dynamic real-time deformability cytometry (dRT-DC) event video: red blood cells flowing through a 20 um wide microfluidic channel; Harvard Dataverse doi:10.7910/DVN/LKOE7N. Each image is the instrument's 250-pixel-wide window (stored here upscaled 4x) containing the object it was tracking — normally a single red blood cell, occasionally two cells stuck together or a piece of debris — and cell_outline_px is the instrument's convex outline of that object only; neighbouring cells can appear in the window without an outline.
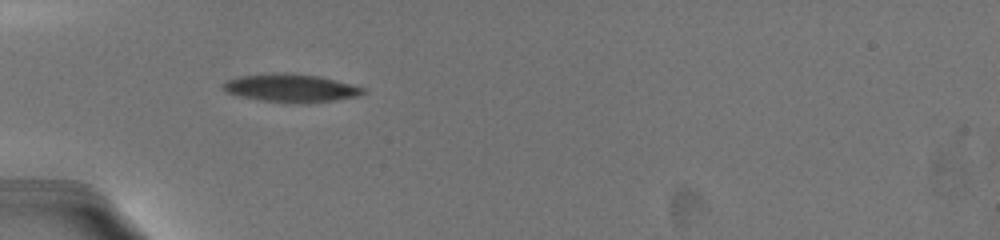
{"species": "common noctule bat (a hibernating species)", "species_latin": "Nyctalus noctula", "temperature_condition": "warm", "stored_images_in_passage": 29, "camera_frame_rate_fps": 3000, "um_per_image_px": 0.085, "animal": {"sex": "female", "body_mass_g": 19.5, "forearm_length_mm": 54.1}, "frame": {"image": 1, "passage_image": 1, "time_ms": 0.0, "image_size_px": [1000, 240], "cell_outline_px": [[368, 92], [360, 96], [304, 104], [300, 104], [260, 100], [228, 92], [220, 88], [224, 80], [236, 76], [280, 72], [288, 72], [320, 76], [352, 84], [364, 88]], "centroid_in_image_um": [24.73, 7.47], "position_along_channel_um": 60.3, "area_um2": 23.24}}
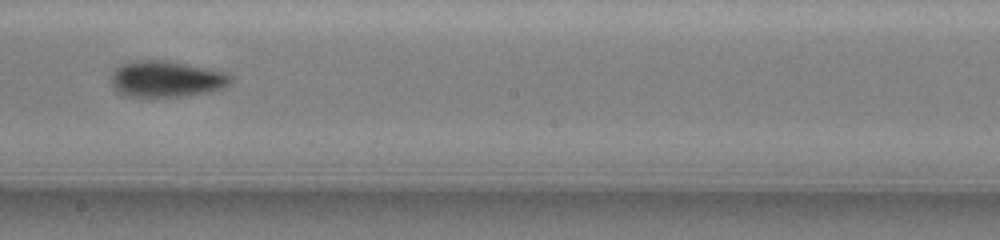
{"frame": {"image": 2, "passage_image": 13, "time_ms": 5.0, "image_size_px": [1000, 240], "cell_outline_px": [[232, 84], [224, 88], [212, 92], [188, 96], [152, 100], [128, 96], [120, 92], [108, 80], [108, 76], [120, 64], [128, 60], [164, 60], [224, 72], [232, 76]], "centroid_in_image_um": [14.1, 6.76], "position_along_channel_um": 234.1, "area_um2": 26.3}}
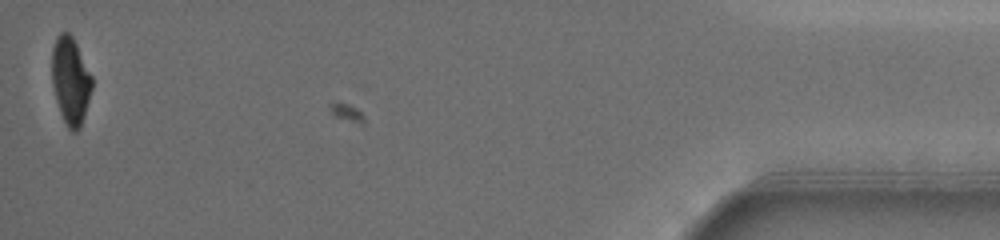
{"frame": {"image": 3, "passage_image": 29, "time_ms": 12.667, "image_size_px": [1000, 240], "cell_outline_px": [[92, 88], [84, 116], [80, 128], [76, 132], [72, 132], [68, 128], [60, 112], [56, 100], [52, 84], [52, 48], [56, 36], [60, 32], [68, 32], [72, 36], [92, 76]], "centroid_in_image_um": [5.98, 6.85], "position_along_channel_um": 429.2, "area_um2": 20.29}, "authors_computed_cell_mechanics": {"area_um2": 23.5824, "velocity_mm_per_s": 3.638, "shape_relaxation_time_tau1_ms": 4.7467, "shape_relaxation_time_tau2_ms": 1.8916, "deformation_change_tau1": 0.185, "deformation_change_tau2": 0.0645}}